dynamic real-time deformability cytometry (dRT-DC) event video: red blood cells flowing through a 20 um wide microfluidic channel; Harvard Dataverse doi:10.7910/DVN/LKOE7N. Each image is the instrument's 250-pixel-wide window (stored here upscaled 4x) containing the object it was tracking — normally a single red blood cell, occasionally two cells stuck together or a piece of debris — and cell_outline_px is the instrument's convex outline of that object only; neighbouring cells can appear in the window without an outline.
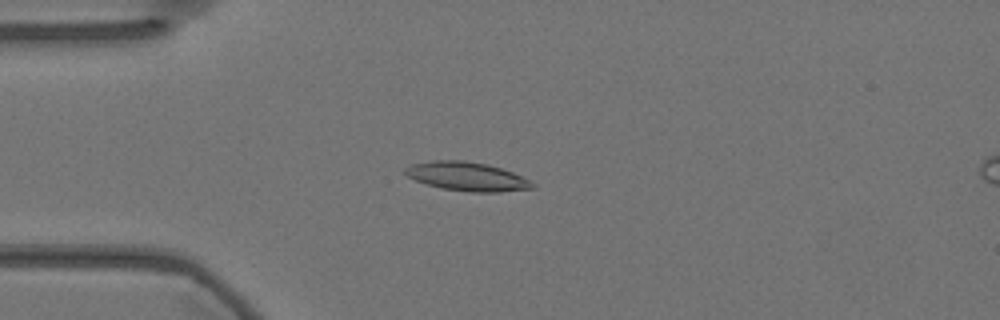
{"species": "Egyptian fruit bat (a non-hibernating species)", "species_latin": "Rousettus aegyptiacus", "temperature_condition": "warm", "stored_images_in_passage": 49, "camera_frame_rate_fps": 3000, "um_per_image_px": 0.085, "animal": {"sex": "female"}, "frame": {"image": 1, "passage_image": 14, "time_ms": 4.333, "image_size_px": [1000, 320], "cell_outline_px": [[536, 188], [500, 192], [468, 192], [440, 188], [416, 180], [408, 176], [404, 172], [404, 168], [412, 164], [432, 160], [464, 160], [488, 164], [512, 172], [536, 184]], "centroid_in_image_um": [39.7, 15.0], "position_along_channel_um": 45.3, "area_um2": 21.39}}
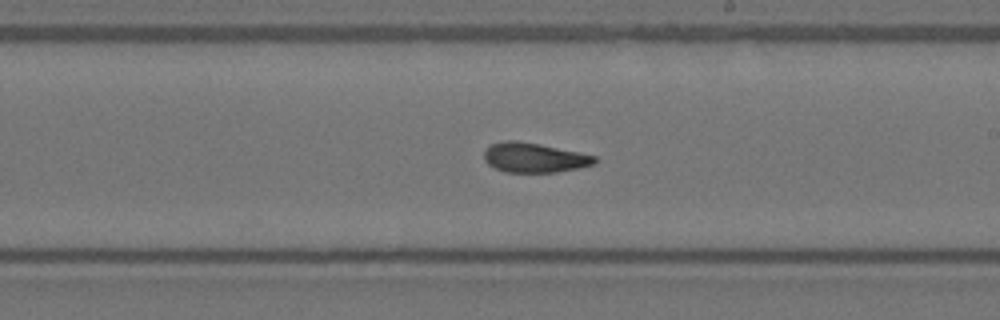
{"frame": {"image": 2, "passage_image": 32, "time_ms": 10.333, "image_size_px": [1000, 320], "cell_outline_px": [[596, 164], [556, 172], [504, 172], [488, 164], [484, 160], [484, 152], [492, 144], [504, 140], [516, 140], [540, 144], [580, 152], [596, 156]], "centroid_in_image_um": [45.41, 13.39], "position_along_channel_um": 243.6, "area_um2": 19.07}}
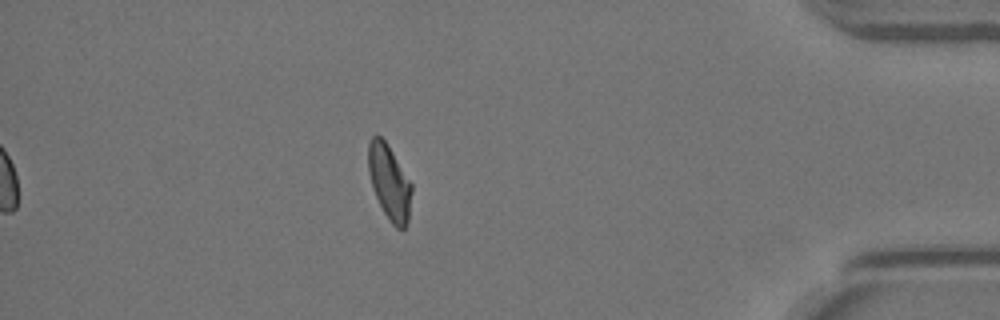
{"frame": {"image": 3, "passage_image": 49, "time_ms": 16.0, "image_size_px": [1000, 320], "cell_outline_px": [[412, 192], [408, 220], [404, 228], [396, 228], [388, 220], [376, 196], [368, 172], [368, 144], [372, 136], [380, 136], [384, 140], [392, 152], [412, 184]], "centroid_in_image_um": [33.09, 15.5], "position_along_channel_um": 402.1, "area_um2": 18.61}, "authors_computed_cell_mechanics": {"area_um2": 19.4786, "velocity_mm_per_s": 3.5749, "shape_relaxation_time_tau1_ms": 7.7874, "shape_relaxation_time_tau2_ms": 2.7161, "deformation_change_tau1": 0.1703, "deformation_change_tau2": 0.0962}}